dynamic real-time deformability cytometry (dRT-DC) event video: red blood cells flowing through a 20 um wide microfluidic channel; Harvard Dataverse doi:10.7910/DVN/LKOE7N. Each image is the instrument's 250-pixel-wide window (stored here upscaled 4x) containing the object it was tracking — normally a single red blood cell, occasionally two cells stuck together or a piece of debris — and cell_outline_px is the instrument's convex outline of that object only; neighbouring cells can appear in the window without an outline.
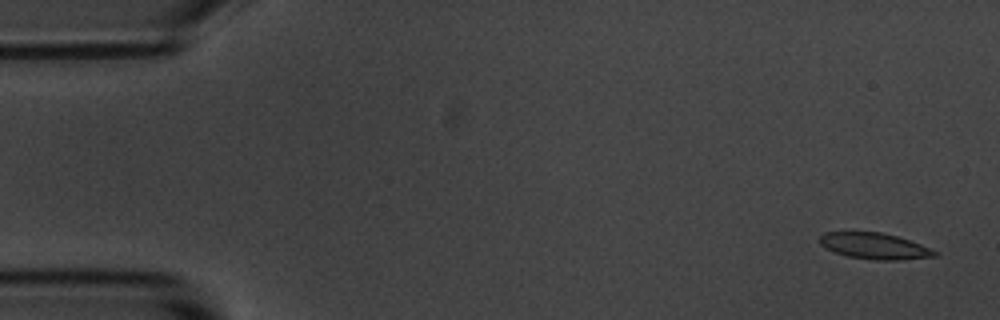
{"species": "common noctule bat (a hibernating species)", "species_latin": "Nyctalus noctula", "temperature_condition": "room temperature", "stored_images_in_passage": 6, "segment_of_instrument_passage": [1, 2], "camera_frame_rate_fps": 3000, "um_per_image_px": 0.085, "animal": {"sex": "male", "body_mass_g": 20.1, "forearm_length_mm": 53.5}, "frame": {"image": 1, "passage_image": 1, "time_ms": 0.0, "image_size_px": [1000, 320], "cell_outline_px": [[940, 252], [936, 256], [900, 260], [876, 260], [848, 256], [836, 252], [820, 244], [820, 236], [824, 232], [880, 232], [896, 236], [920, 244]], "centroid_in_image_um": [74.36, 20.91], "position_along_channel_um": 10.6, "area_um2": 17.28}}
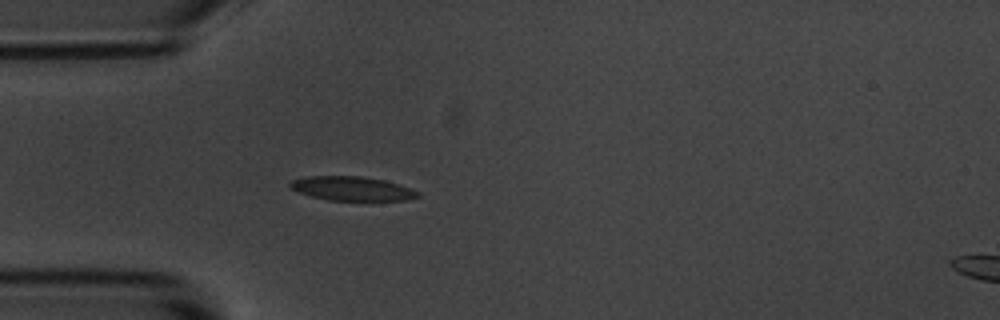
{"frame": {"image": 2, "passage_image": 5, "time_ms": 4.333, "image_size_px": [1000, 320], "cell_outline_px": [[420, 196], [404, 200], [328, 200], [312, 196], [288, 188], [288, 184], [292, 180], [304, 176], [360, 176], [384, 180], [400, 184], [420, 192]], "centroid_in_image_um": [29.9, 16.02], "position_along_channel_um": 55.1, "area_um2": 17.92}}